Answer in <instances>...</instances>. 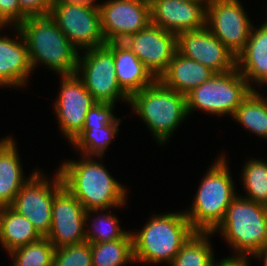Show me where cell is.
I'll list each match as a JSON object with an SVG mask.
<instances>
[{"mask_svg":"<svg viewBox=\"0 0 267 266\" xmlns=\"http://www.w3.org/2000/svg\"><path fill=\"white\" fill-rule=\"evenodd\" d=\"M21 10L27 16L47 15L53 0H18Z\"/></svg>","mask_w":267,"mask_h":266,"instance_id":"34","label":"cell"},{"mask_svg":"<svg viewBox=\"0 0 267 266\" xmlns=\"http://www.w3.org/2000/svg\"><path fill=\"white\" fill-rule=\"evenodd\" d=\"M190 1H203L205 4H207L208 0H190Z\"/></svg>","mask_w":267,"mask_h":266,"instance_id":"40","label":"cell"},{"mask_svg":"<svg viewBox=\"0 0 267 266\" xmlns=\"http://www.w3.org/2000/svg\"><path fill=\"white\" fill-rule=\"evenodd\" d=\"M253 90L237 67L215 75L186 94L188 116L196 110L210 116H230Z\"/></svg>","mask_w":267,"mask_h":266,"instance_id":"7","label":"cell"},{"mask_svg":"<svg viewBox=\"0 0 267 266\" xmlns=\"http://www.w3.org/2000/svg\"><path fill=\"white\" fill-rule=\"evenodd\" d=\"M54 253V245L47 237H41L11 251L7 256L12 260L11 266H53Z\"/></svg>","mask_w":267,"mask_h":266,"instance_id":"30","label":"cell"},{"mask_svg":"<svg viewBox=\"0 0 267 266\" xmlns=\"http://www.w3.org/2000/svg\"><path fill=\"white\" fill-rule=\"evenodd\" d=\"M75 73L96 102L129 104L117 82L113 53L105 45L81 51Z\"/></svg>","mask_w":267,"mask_h":266,"instance_id":"9","label":"cell"},{"mask_svg":"<svg viewBox=\"0 0 267 266\" xmlns=\"http://www.w3.org/2000/svg\"><path fill=\"white\" fill-rule=\"evenodd\" d=\"M115 108L116 104L105 102L94 103L85 116L83 128L110 126L118 118L114 113Z\"/></svg>","mask_w":267,"mask_h":266,"instance_id":"32","label":"cell"},{"mask_svg":"<svg viewBox=\"0 0 267 266\" xmlns=\"http://www.w3.org/2000/svg\"><path fill=\"white\" fill-rule=\"evenodd\" d=\"M18 28L27 43L33 71L44 65L59 76L76 72L80 52L49 14L28 16Z\"/></svg>","mask_w":267,"mask_h":266,"instance_id":"4","label":"cell"},{"mask_svg":"<svg viewBox=\"0 0 267 266\" xmlns=\"http://www.w3.org/2000/svg\"><path fill=\"white\" fill-rule=\"evenodd\" d=\"M90 244L93 266H126L135 263L130 231L119 240Z\"/></svg>","mask_w":267,"mask_h":266,"instance_id":"28","label":"cell"},{"mask_svg":"<svg viewBox=\"0 0 267 266\" xmlns=\"http://www.w3.org/2000/svg\"><path fill=\"white\" fill-rule=\"evenodd\" d=\"M121 121L117 118L110 126L83 128L69 144L80 155L104 158L108 147L119 134Z\"/></svg>","mask_w":267,"mask_h":266,"instance_id":"25","label":"cell"},{"mask_svg":"<svg viewBox=\"0 0 267 266\" xmlns=\"http://www.w3.org/2000/svg\"><path fill=\"white\" fill-rule=\"evenodd\" d=\"M41 237L32 222L11 206L0 208V248L6 254Z\"/></svg>","mask_w":267,"mask_h":266,"instance_id":"23","label":"cell"},{"mask_svg":"<svg viewBox=\"0 0 267 266\" xmlns=\"http://www.w3.org/2000/svg\"><path fill=\"white\" fill-rule=\"evenodd\" d=\"M49 15L79 52L106 44L98 3L53 2Z\"/></svg>","mask_w":267,"mask_h":266,"instance_id":"8","label":"cell"},{"mask_svg":"<svg viewBox=\"0 0 267 266\" xmlns=\"http://www.w3.org/2000/svg\"><path fill=\"white\" fill-rule=\"evenodd\" d=\"M98 7L106 42H123L151 23L149 0H103Z\"/></svg>","mask_w":267,"mask_h":266,"instance_id":"13","label":"cell"},{"mask_svg":"<svg viewBox=\"0 0 267 266\" xmlns=\"http://www.w3.org/2000/svg\"><path fill=\"white\" fill-rule=\"evenodd\" d=\"M148 219L140 230H130L135 263L169 266L195 230L184 210L152 213Z\"/></svg>","mask_w":267,"mask_h":266,"instance_id":"3","label":"cell"},{"mask_svg":"<svg viewBox=\"0 0 267 266\" xmlns=\"http://www.w3.org/2000/svg\"><path fill=\"white\" fill-rule=\"evenodd\" d=\"M151 23L179 34L206 25V4L190 0H149Z\"/></svg>","mask_w":267,"mask_h":266,"instance_id":"17","label":"cell"},{"mask_svg":"<svg viewBox=\"0 0 267 266\" xmlns=\"http://www.w3.org/2000/svg\"><path fill=\"white\" fill-rule=\"evenodd\" d=\"M81 1L98 3V0H53V2H63V3L81 2Z\"/></svg>","mask_w":267,"mask_h":266,"instance_id":"38","label":"cell"},{"mask_svg":"<svg viewBox=\"0 0 267 266\" xmlns=\"http://www.w3.org/2000/svg\"><path fill=\"white\" fill-rule=\"evenodd\" d=\"M18 144L11 136L0 139V208L12 206L21 187L39 169L36 167L26 176Z\"/></svg>","mask_w":267,"mask_h":266,"instance_id":"19","label":"cell"},{"mask_svg":"<svg viewBox=\"0 0 267 266\" xmlns=\"http://www.w3.org/2000/svg\"><path fill=\"white\" fill-rule=\"evenodd\" d=\"M258 158H248L242 165L240 180L245 194H238L267 207V159Z\"/></svg>","mask_w":267,"mask_h":266,"instance_id":"29","label":"cell"},{"mask_svg":"<svg viewBox=\"0 0 267 266\" xmlns=\"http://www.w3.org/2000/svg\"><path fill=\"white\" fill-rule=\"evenodd\" d=\"M0 14L14 27H18L28 17L21 10L18 0H0Z\"/></svg>","mask_w":267,"mask_h":266,"instance_id":"33","label":"cell"},{"mask_svg":"<svg viewBox=\"0 0 267 266\" xmlns=\"http://www.w3.org/2000/svg\"><path fill=\"white\" fill-rule=\"evenodd\" d=\"M213 235V232L195 231L169 266H214L215 252L209 240Z\"/></svg>","mask_w":267,"mask_h":266,"instance_id":"27","label":"cell"},{"mask_svg":"<svg viewBox=\"0 0 267 266\" xmlns=\"http://www.w3.org/2000/svg\"><path fill=\"white\" fill-rule=\"evenodd\" d=\"M215 73L209 67L176 52L158 80L167 88L186 95L211 79Z\"/></svg>","mask_w":267,"mask_h":266,"instance_id":"22","label":"cell"},{"mask_svg":"<svg viewBox=\"0 0 267 266\" xmlns=\"http://www.w3.org/2000/svg\"><path fill=\"white\" fill-rule=\"evenodd\" d=\"M177 52L209 67L216 73L236 68V56L205 25L176 35Z\"/></svg>","mask_w":267,"mask_h":266,"instance_id":"16","label":"cell"},{"mask_svg":"<svg viewBox=\"0 0 267 266\" xmlns=\"http://www.w3.org/2000/svg\"><path fill=\"white\" fill-rule=\"evenodd\" d=\"M251 255H224V258L217 260L214 263V266H251ZM250 260V262H249Z\"/></svg>","mask_w":267,"mask_h":266,"instance_id":"35","label":"cell"},{"mask_svg":"<svg viewBox=\"0 0 267 266\" xmlns=\"http://www.w3.org/2000/svg\"><path fill=\"white\" fill-rule=\"evenodd\" d=\"M252 258L261 260L263 266H267V244L258 252L252 255Z\"/></svg>","mask_w":267,"mask_h":266,"instance_id":"36","label":"cell"},{"mask_svg":"<svg viewBox=\"0 0 267 266\" xmlns=\"http://www.w3.org/2000/svg\"><path fill=\"white\" fill-rule=\"evenodd\" d=\"M219 234L232 255H253L267 244V207L239 194L213 234Z\"/></svg>","mask_w":267,"mask_h":266,"instance_id":"6","label":"cell"},{"mask_svg":"<svg viewBox=\"0 0 267 266\" xmlns=\"http://www.w3.org/2000/svg\"><path fill=\"white\" fill-rule=\"evenodd\" d=\"M241 0H208L206 26L236 57L247 43L254 21Z\"/></svg>","mask_w":267,"mask_h":266,"instance_id":"11","label":"cell"},{"mask_svg":"<svg viewBox=\"0 0 267 266\" xmlns=\"http://www.w3.org/2000/svg\"><path fill=\"white\" fill-rule=\"evenodd\" d=\"M219 154L203 173L192 204L184 210L195 231L213 232L223 221L232 200L238 195L227 156L224 151Z\"/></svg>","mask_w":267,"mask_h":266,"instance_id":"2","label":"cell"},{"mask_svg":"<svg viewBox=\"0 0 267 266\" xmlns=\"http://www.w3.org/2000/svg\"><path fill=\"white\" fill-rule=\"evenodd\" d=\"M59 78V94L52 103L53 114L58 121L59 133L70 143L83 129L85 116L96 101L76 73Z\"/></svg>","mask_w":267,"mask_h":266,"instance_id":"12","label":"cell"},{"mask_svg":"<svg viewBox=\"0 0 267 266\" xmlns=\"http://www.w3.org/2000/svg\"><path fill=\"white\" fill-rule=\"evenodd\" d=\"M236 67L255 91L267 75V21L253 25L244 49L236 57Z\"/></svg>","mask_w":267,"mask_h":266,"instance_id":"21","label":"cell"},{"mask_svg":"<svg viewBox=\"0 0 267 266\" xmlns=\"http://www.w3.org/2000/svg\"><path fill=\"white\" fill-rule=\"evenodd\" d=\"M260 90H252L231 117L249 134L267 140V96Z\"/></svg>","mask_w":267,"mask_h":266,"instance_id":"24","label":"cell"},{"mask_svg":"<svg viewBox=\"0 0 267 266\" xmlns=\"http://www.w3.org/2000/svg\"><path fill=\"white\" fill-rule=\"evenodd\" d=\"M124 206L86 211V241L89 243H101L119 240L124 237L130 230L123 229L120 225L121 223H119V217L112 213V209L125 208Z\"/></svg>","mask_w":267,"mask_h":266,"instance_id":"26","label":"cell"},{"mask_svg":"<svg viewBox=\"0 0 267 266\" xmlns=\"http://www.w3.org/2000/svg\"><path fill=\"white\" fill-rule=\"evenodd\" d=\"M130 110L148 127L159 146H165L189 118L186 96L164 86L158 79L134 93L129 100Z\"/></svg>","mask_w":267,"mask_h":266,"instance_id":"5","label":"cell"},{"mask_svg":"<svg viewBox=\"0 0 267 266\" xmlns=\"http://www.w3.org/2000/svg\"><path fill=\"white\" fill-rule=\"evenodd\" d=\"M105 46L113 53L117 82L129 97L157 80L124 42H106Z\"/></svg>","mask_w":267,"mask_h":266,"instance_id":"20","label":"cell"},{"mask_svg":"<svg viewBox=\"0 0 267 266\" xmlns=\"http://www.w3.org/2000/svg\"><path fill=\"white\" fill-rule=\"evenodd\" d=\"M142 61L151 74L159 79L177 52L176 34L150 23L123 41Z\"/></svg>","mask_w":267,"mask_h":266,"instance_id":"15","label":"cell"},{"mask_svg":"<svg viewBox=\"0 0 267 266\" xmlns=\"http://www.w3.org/2000/svg\"><path fill=\"white\" fill-rule=\"evenodd\" d=\"M14 36L0 37V89L28 87L33 68L29 59L27 43L18 27H13Z\"/></svg>","mask_w":267,"mask_h":266,"instance_id":"18","label":"cell"},{"mask_svg":"<svg viewBox=\"0 0 267 266\" xmlns=\"http://www.w3.org/2000/svg\"><path fill=\"white\" fill-rule=\"evenodd\" d=\"M54 172L52 178L43 169H38L21 187L11 206L29 219L42 237L49 234L52 225V201L55 193L63 186L59 171L55 169Z\"/></svg>","mask_w":267,"mask_h":266,"instance_id":"10","label":"cell"},{"mask_svg":"<svg viewBox=\"0 0 267 266\" xmlns=\"http://www.w3.org/2000/svg\"><path fill=\"white\" fill-rule=\"evenodd\" d=\"M53 266H93L91 244L85 241L55 248Z\"/></svg>","mask_w":267,"mask_h":266,"instance_id":"31","label":"cell"},{"mask_svg":"<svg viewBox=\"0 0 267 266\" xmlns=\"http://www.w3.org/2000/svg\"><path fill=\"white\" fill-rule=\"evenodd\" d=\"M86 209L63 185L52 201V225L47 235L55 248L86 241Z\"/></svg>","mask_w":267,"mask_h":266,"instance_id":"14","label":"cell"},{"mask_svg":"<svg viewBox=\"0 0 267 266\" xmlns=\"http://www.w3.org/2000/svg\"><path fill=\"white\" fill-rule=\"evenodd\" d=\"M79 157V160L65 159L57 170L63 185L86 211L117 208L128 203V186L112 176L103 158L80 154Z\"/></svg>","mask_w":267,"mask_h":266,"instance_id":"1","label":"cell"},{"mask_svg":"<svg viewBox=\"0 0 267 266\" xmlns=\"http://www.w3.org/2000/svg\"><path fill=\"white\" fill-rule=\"evenodd\" d=\"M267 85V75L256 85V87L258 86L259 88H263L265 86L266 88Z\"/></svg>","mask_w":267,"mask_h":266,"instance_id":"39","label":"cell"},{"mask_svg":"<svg viewBox=\"0 0 267 266\" xmlns=\"http://www.w3.org/2000/svg\"><path fill=\"white\" fill-rule=\"evenodd\" d=\"M13 27L14 26L0 14V34H2V35H0V37L5 35V34H3V33H6V31L3 32L4 29L10 28L9 30L12 32L11 29Z\"/></svg>","mask_w":267,"mask_h":266,"instance_id":"37","label":"cell"}]
</instances>
